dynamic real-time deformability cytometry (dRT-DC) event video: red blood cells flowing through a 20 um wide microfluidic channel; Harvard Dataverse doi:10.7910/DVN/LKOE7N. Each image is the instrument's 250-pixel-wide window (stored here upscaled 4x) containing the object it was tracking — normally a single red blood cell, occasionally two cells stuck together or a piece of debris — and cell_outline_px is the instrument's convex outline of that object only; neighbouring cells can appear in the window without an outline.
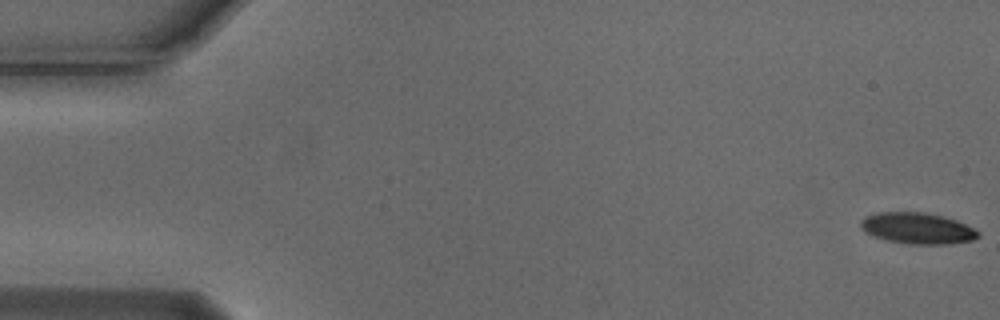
{"species": "Egyptian fruit bat (a non-hibernating species)", "species_latin": "Rousettus aegyptiacus", "temperature_condition": "cold", "stored_images_in_passage": 6, "camera_frame_rate_fps": 3000, "um_per_image_px": 0.085, "animal": {"sex": "male"}, "frame": {"image": 1, "passage_image": 1, "time_ms": 0.0, "image_size_px": [1000, 320], "cell_outline_px": [[980, 236], [972, 240], [948, 244], [908, 244], [884, 240], [864, 232], [860, 228], [860, 220], [876, 212], [924, 212], [944, 216], [956, 220], [980, 232]], "centroid_in_image_um": [77.95, 19.4], "position_along_channel_um": 7.0, "area_um2": 21.44}}